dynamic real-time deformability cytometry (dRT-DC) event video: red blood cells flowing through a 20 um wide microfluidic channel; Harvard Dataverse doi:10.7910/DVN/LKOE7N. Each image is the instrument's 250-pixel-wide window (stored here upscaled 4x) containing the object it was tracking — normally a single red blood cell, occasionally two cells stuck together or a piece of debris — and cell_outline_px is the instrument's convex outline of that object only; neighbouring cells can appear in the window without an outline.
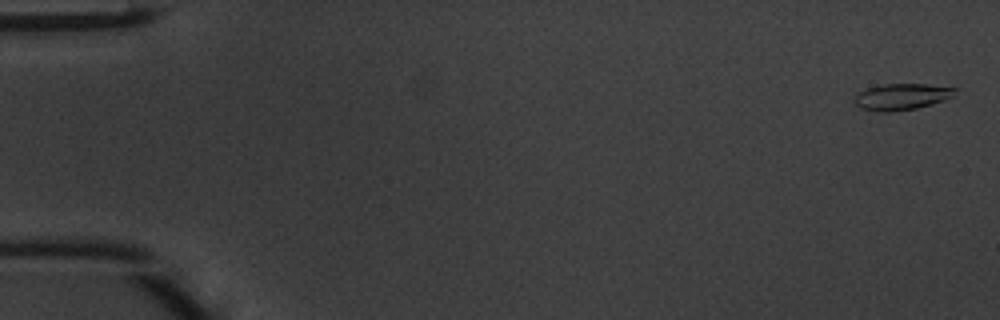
{"species": "common noctule bat (a hibernating species)", "species_latin": "Nyctalus noctula", "temperature_condition": "warm", "stored_images_in_passage": 49, "camera_frame_rate_fps": 3000, "um_per_image_px": 0.085, "animal": {"sex": "male", "body_mass_g": 20.1, "forearm_length_mm": 53.5}, "frame": {"image": 1, "passage_image": 2, "time_ms": 0.333, "image_size_px": [1000, 320], "cell_outline_px": [[956, 96], [932, 104], [916, 108], [892, 112], [880, 112], [860, 108], [852, 104], [856, 96], [860, 92], [868, 88], [884, 84], [924, 84], [956, 88]], "centroid_in_image_um": [76.64, 8.23], "position_along_channel_um": 8.4, "area_um2": 15.49}}
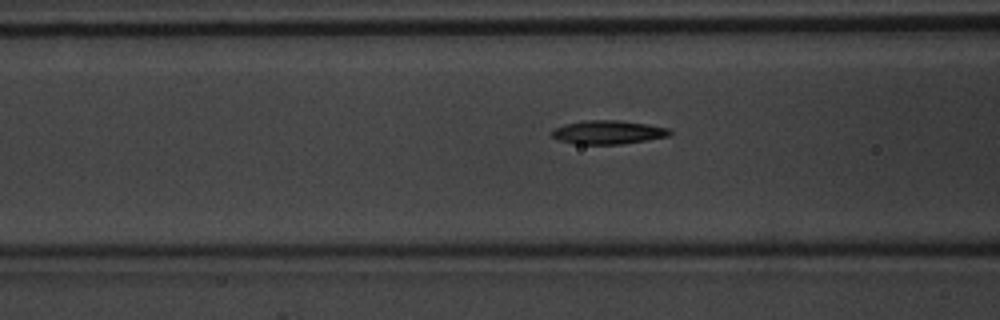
{"frame": {"image": 2, "passage_image": 20, "time_ms": 6.333, "image_size_px": [1000, 320], "cell_outline_px": [[672, 136], [648, 140], [620, 144], [576, 144], [560, 140], [552, 136], [552, 128], [564, 124], [588, 120], [620, 120], [648, 124], [668, 128], [672, 132]], "centroid_in_image_um": [51.72, 11.24], "position_along_channel_um": 114.9, "area_um2": 16.36}}
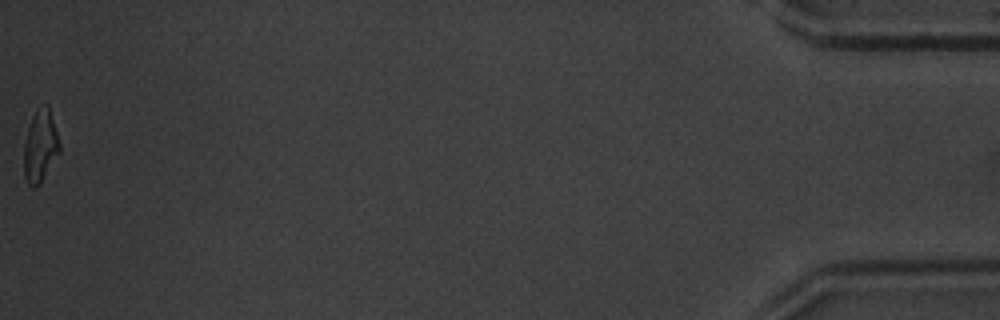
{"frame": {"image": 3, "passage_image": 49, "time_ms": 16.0, "image_size_px": [1000, 320], "cell_outline_px": [[60, 152], [40, 184], [36, 188], [32, 188], [28, 184], [24, 176], [24, 144], [28, 128], [32, 116], [36, 112], [48, 104], [60, 144]], "centroid_in_image_um": [3.42, 12.5], "position_along_channel_um": 431.8, "area_um2": 14.8}, "authors_computed_cell_mechanics": {"area_um2": 15.5482, "velocity_mm_per_s": 4.2614, "shape_relaxation_time_tau1_ms": 2.5167, "shape_relaxation_time_tau2_ms": 2.5331, "deformation_change_tau1": 0.1553, "deformation_change_tau2": 0.1182}}